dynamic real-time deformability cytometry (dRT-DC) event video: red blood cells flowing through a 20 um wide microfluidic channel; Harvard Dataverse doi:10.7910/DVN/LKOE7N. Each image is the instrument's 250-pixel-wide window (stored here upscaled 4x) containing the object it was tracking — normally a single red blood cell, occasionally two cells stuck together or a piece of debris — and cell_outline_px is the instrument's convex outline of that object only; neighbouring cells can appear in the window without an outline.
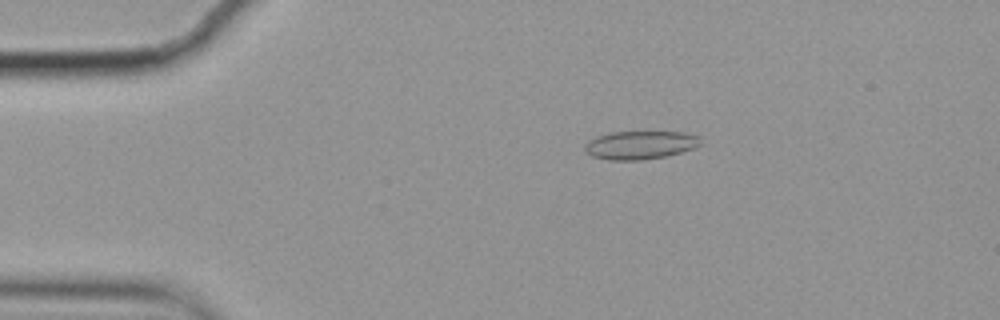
{"species": "common noctule bat (a hibernating species)", "species_latin": "Nyctalus noctula", "temperature_condition": "cold", "stored_images_in_passage": 4, "camera_frame_rate_fps": 3000, "um_per_image_px": 0.085, "animal": {"sex": "female", "body_mass_g": 19.9}, "frame": {"image": 1, "passage_image": 3, "time_ms": 0.667, "image_size_px": [1000, 320], "cell_outline_px": [[704, 144], [680, 152], [664, 156], [640, 160], [608, 160], [592, 156], [584, 152], [584, 144], [588, 140], [596, 136], [612, 132], [684, 132], [700, 136]], "centroid_in_image_um": [54.4, 12.32], "position_along_channel_um": 30.6, "area_um2": 19.25}}